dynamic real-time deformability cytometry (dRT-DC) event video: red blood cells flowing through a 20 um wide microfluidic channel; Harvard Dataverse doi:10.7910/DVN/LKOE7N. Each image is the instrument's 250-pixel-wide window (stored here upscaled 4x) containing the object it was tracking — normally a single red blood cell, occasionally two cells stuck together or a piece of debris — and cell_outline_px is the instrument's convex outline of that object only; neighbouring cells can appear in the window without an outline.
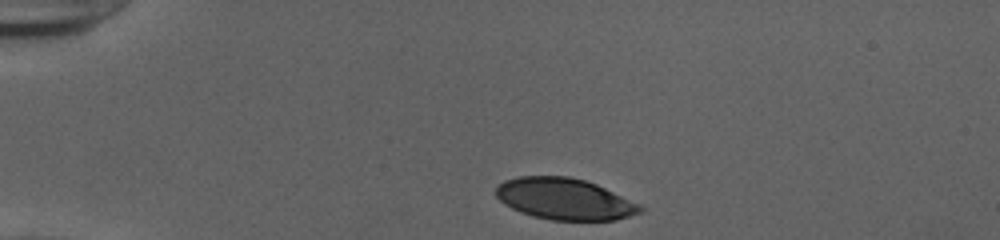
{"species": "human", "species_latin": "Homo sapiens", "temperature_condition": "cold", "stored_images_in_passage": 34, "camera_frame_rate_fps": 3000, "um_per_image_px": 0.085, "donor": {"sex": "female"}, "frame": {"image": 1, "passage_image": 1, "time_ms": 0.0, "image_size_px": [1000, 240], "cell_outline_px": [[644, 208], [640, 212], [616, 220], [552, 220], [532, 216], [520, 212], [504, 204], [496, 196], [496, 188], [504, 180], [520, 176], [568, 176], [584, 180], [596, 184], [640, 204]], "centroid_in_image_um": [47.97, 16.91], "position_along_channel_um": 37.0, "area_um2": 34.68}}
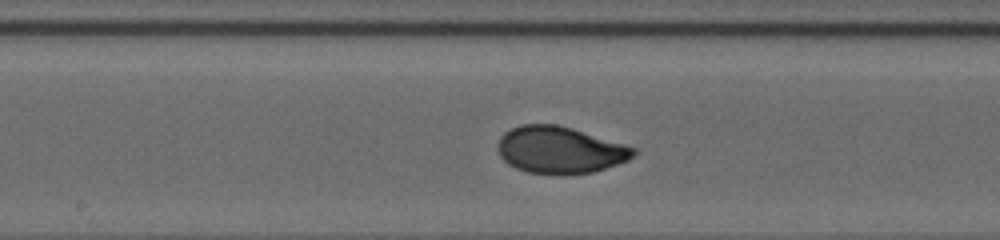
{"frame": {"image": 2, "passage_image": 18, "time_ms": 5.667, "image_size_px": [1000, 240], "cell_outline_px": [[636, 152], [628, 160], [592, 172], [560, 176], [528, 172], [516, 168], [508, 164], [500, 156], [496, 148], [496, 144], [500, 136], [504, 132], [520, 124], [556, 124], [572, 128], [624, 144], [636, 148]], "centroid_in_image_um": [47.54, 12.75], "position_along_channel_um": 200.7, "area_um2": 37.34}}
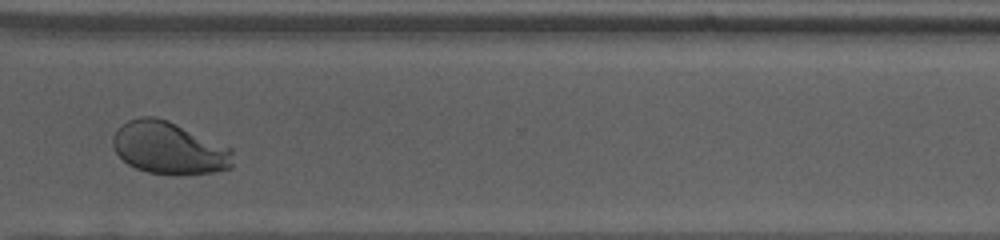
{"frame": {"image": 3, "passage_image": 30, "time_ms": 9.667, "image_size_px": [1000, 240], "cell_outline_px": [[232, 168], [212, 172], [176, 176], [148, 172], [136, 168], [128, 164], [116, 152], [112, 144], [112, 136], [116, 128], [128, 120], [140, 116], [156, 116], [168, 120], [232, 148]], "centroid_in_image_um": [14.35, 12.58], "position_along_channel_um": 356.3, "area_um2": 36.93}, "authors_computed_cell_mechanics": {"area_um2": 36.9053, "velocity_mm_per_s": 3.8889, "shape_relaxation_time_tau1_ms": 3.9853, "shape_relaxation_time_tau2_ms": null, "deformation_change_tau1": 0.1744, "deformation_change_tau2": null}}